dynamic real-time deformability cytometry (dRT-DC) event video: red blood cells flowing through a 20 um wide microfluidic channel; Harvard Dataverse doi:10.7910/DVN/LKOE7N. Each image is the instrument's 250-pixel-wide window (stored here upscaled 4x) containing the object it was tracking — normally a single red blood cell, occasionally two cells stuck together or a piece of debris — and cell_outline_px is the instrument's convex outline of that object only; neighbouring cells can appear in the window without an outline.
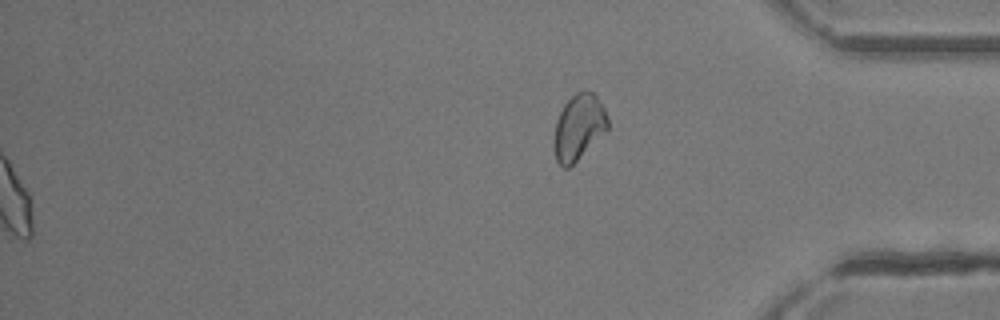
{"species": "common noctule bat (a hibernating species)", "species_latin": "Nyctalus noctula", "temperature_condition": "room temperature", "stored_images_in_passage": 32, "segment_of_instrument_passage": [2, 2], "camera_frame_rate_fps": 3000, "um_per_image_px": 0.085, "animal": {"sex": "female"}, "frame": {"image": 1, "passage_image": 32, "time_ms": 10.333, "image_size_px": [1000, 320], "cell_outline_px": [[608, 128], [568, 168], [564, 168], [556, 160], [556, 120], [564, 104], [576, 92], [592, 92], [596, 96], [604, 108], [608, 120]], "centroid_in_image_um": [49.2, 10.77], "position_along_channel_um": 386.0, "area_um2": 19.59}}